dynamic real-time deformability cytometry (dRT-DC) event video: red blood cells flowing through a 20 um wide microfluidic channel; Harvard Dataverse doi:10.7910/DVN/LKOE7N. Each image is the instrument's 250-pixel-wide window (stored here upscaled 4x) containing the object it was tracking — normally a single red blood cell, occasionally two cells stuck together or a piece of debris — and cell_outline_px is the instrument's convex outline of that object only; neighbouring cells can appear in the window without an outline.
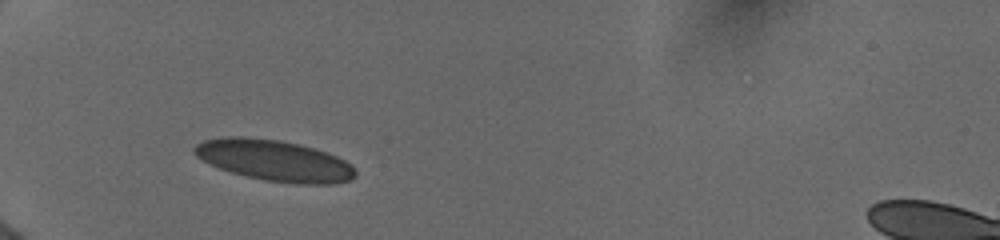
{"species": "human", "species_latin": "Homo sapiens", "temperature_condition": "cold", "stored_images_in_passage": 30, "camera_frame_rate_fps": 3000, "um_per_image_px": 0.085, "donor": {"sex": "female"}, "frame": {"image": 1, "passage_image": 1, "time_ms": 0.0, "image_size_px": [1000, 240], "cell_outline_px": [[356, 176], [352, 180], [336, 184], [296, 184], [264, 180], [232, 172], [208, 164], [196, 156], [192, 152], [192, 148], [196, 144], [204, 140], [220, 136], [244, 136], [280, 140], [300, 144], [316, 148], [328, 152], [352, 164], [356, 172]], "centroid_in_image_um": [23.33, 13.63], "position_along_channel_um": 61.7, "area_um2": 39.07}}
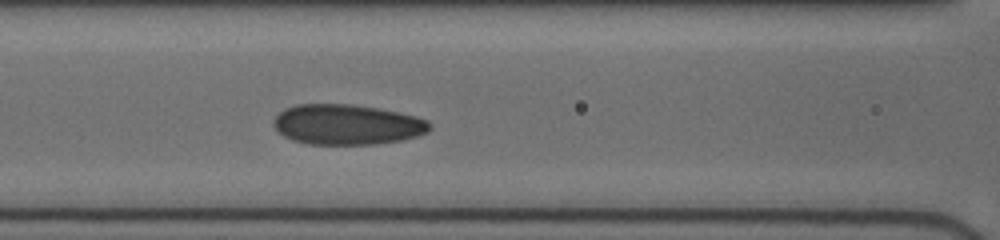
{"frame": {"image": 2, "passage_image": 18, "time_ms": 2.333, "image_size_px": [1000, 240], "cell_outline_px": [[432, 128], [428, 132], [404, 140], [376, 144], [308, 144], [292, 140], [284, 136], [272, 124], [272, 120], [284, 108], [296, 104], [352, 104], [376, 108], [416, 116], [428, 120], [432, 124]], "centroid_in_image_um": [29.51, 10.59], "position_along_channel_um": 137.1, "area_um2": 36.82}}
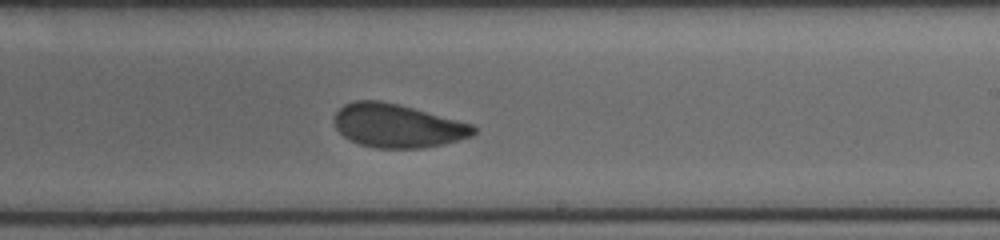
{"frame": {"image": 3, "passage_image": 30, "time_ms": 5.333, "image_size_px": [1000, 240], "cell_outline_px": [[476, 132], [472, 136], [444, 144], [424, 148], [376, 148], [360, 144], [344, 136], [336, 128], [332, 120], [336, 112], [344, 104], [356, 100], [380, 100], [400, 104], [472, 124], [476, 128]], "centroid_in_image_um": [33.77, 10.68], "position_along_channel_um": 255.2, "area_um2": 35.43}}